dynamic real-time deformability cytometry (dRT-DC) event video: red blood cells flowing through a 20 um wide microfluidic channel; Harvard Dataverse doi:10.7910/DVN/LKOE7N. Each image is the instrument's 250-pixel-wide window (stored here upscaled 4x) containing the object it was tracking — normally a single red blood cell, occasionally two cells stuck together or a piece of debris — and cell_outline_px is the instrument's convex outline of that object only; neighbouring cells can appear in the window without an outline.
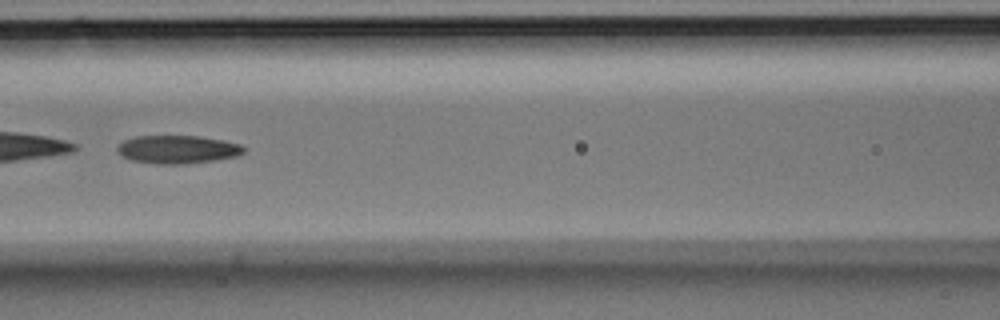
{"species": "Egyptian fruit bat (a non-hibernating species)", "species_latin": "Rousettus aegyptiacus", "temperature_condition": "room temperature", "stored_images_in_passage": 43, "camera_frame_rate_fps": 3000, "um_per_image_px": 0.085, "animal": {"sex": "male"}, "frame": {"image": 1, "passage_image": 19, "time_ms": 6.0, "image_size_px": [1000, 320], "cell_outline_px": [[244, 152], [236, 156], [212, 160], [176, 164], [160, 164], [132, 160], [124, 156], [116, 148], [124, 140], [136, 136], [200, 136], [224, 140], [240, 144], [244, 148]], "centroid_in_image_um": [15.1, 12.68], "position_along_channel_um": 151.5, "area_um2": 20.35}}